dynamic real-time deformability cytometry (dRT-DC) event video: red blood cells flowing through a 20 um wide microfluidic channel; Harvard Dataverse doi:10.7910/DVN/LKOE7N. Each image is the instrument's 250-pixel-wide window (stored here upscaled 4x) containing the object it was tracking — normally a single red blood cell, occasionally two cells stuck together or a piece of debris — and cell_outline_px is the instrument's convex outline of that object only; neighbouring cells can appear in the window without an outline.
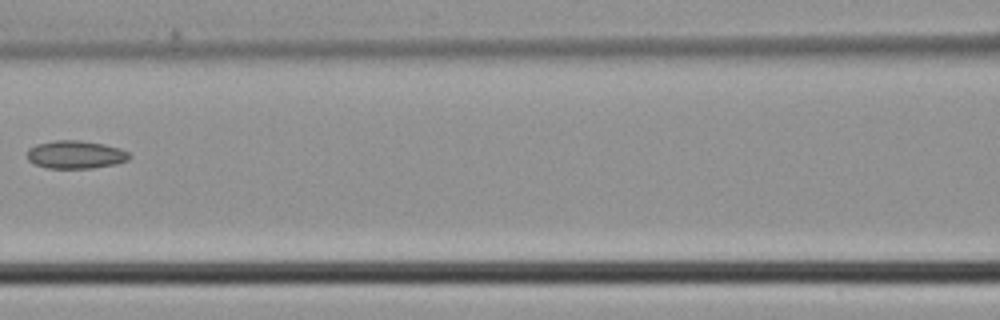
{"species": "common noctule bat (a hibernating species)", "species_latin": "Nyctalus noctula", "temperature_condition": "cold", "stored_images_in_passage": 5, "camera_frame_rate_fps": 3000, "um_per_image_px": 0.085, "animal": {"sex": "male", "body_mass_g": 21.5, "forearm_length_mm": 52.0}, "frame": {"image": 1, "passage_image": 5, "time_ms": 1.333, "image_size_px": [1000, 320], "cell_outline_px": [[132, 156], [128, 160], [116, 164], [92, 168], [48, 168], [36, 164], [28, 160], [28, 148], [36, 144], [56, 140], [80, 140], [104, 144], [120, 148], [128, 152]], "centroid_in_image_um": [6.45, 13.13], "position_along_channel_um": 160.2, "area_um2": 16.7}}